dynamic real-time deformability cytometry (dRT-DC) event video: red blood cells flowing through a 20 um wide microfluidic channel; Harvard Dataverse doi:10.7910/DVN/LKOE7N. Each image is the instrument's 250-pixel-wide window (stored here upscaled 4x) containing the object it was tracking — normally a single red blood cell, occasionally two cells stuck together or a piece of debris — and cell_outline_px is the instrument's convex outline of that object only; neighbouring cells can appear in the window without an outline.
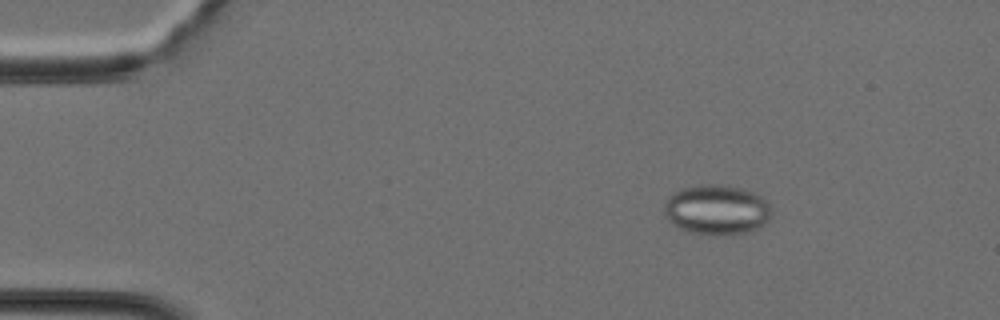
{"species": "Egyptian fruit bat (a non-hibernating species)", "species_latin": "Rousettus aegyptiacus", "temperature_condition": "cold", "stored_images_in_passage": 39, "segment_of_instrument_passage": [1, 2], "camera_frame_rate_fps": 3000, "um_per_image_px": 0.085, "animal": {"sex": "female"}, "frame": {"image": 1, "passage_image": 5, "time_ms": 1.333, "image_size_px": [1000, 320], "cell_outline_px": [[772, 212], [768, 220], [756, 228], [744, 232], [708, 236], [688, 232], [672, 224], [664, 216], [664, 204], [668, 196], [680, 188], [700, 184], [716, 184], [744, 188], [760, 196], [772, 208]], "centroid_in_image_um": [60.86, 17.82], "position_along_channel_um": 24.1, "area_um2": 31.44}}